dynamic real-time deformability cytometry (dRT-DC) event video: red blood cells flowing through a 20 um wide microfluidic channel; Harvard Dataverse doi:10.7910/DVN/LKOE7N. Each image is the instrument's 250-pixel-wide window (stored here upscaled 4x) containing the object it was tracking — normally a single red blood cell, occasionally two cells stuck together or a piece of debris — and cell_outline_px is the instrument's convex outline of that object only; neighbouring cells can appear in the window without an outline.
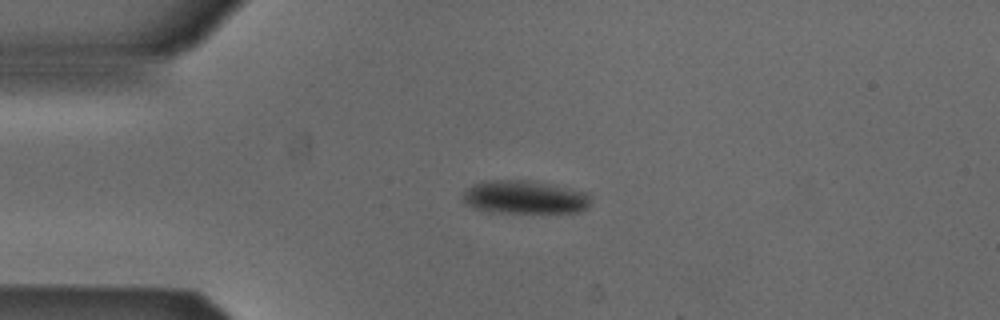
{"species": "Egyptian fruit bat (a non-hibernating species)", "species_latin": "Rousettus aegyptiacus", "temperature_condition": "cold", "stored_images_in_passage": 41, "camera_frame_rate_fps": 3000, "um_per_image_px": 0.085, "animal": {"sex": "male"}, "frame": {"image": 1, "passage_image": 1, "time_ms": 0.0, "image_size_px": [1000, 320], "cell_outline_px": [[588, 208], [576, 212], [484, 212], [464, 204], [460, 200], [464, 192], [472, 184], [484, 180], [532, 180], [588, 192]], "centroid_in_image_um": [44.51, 16.75], "position_along_channel_um": 40.5, "area_um2": 25.03}}
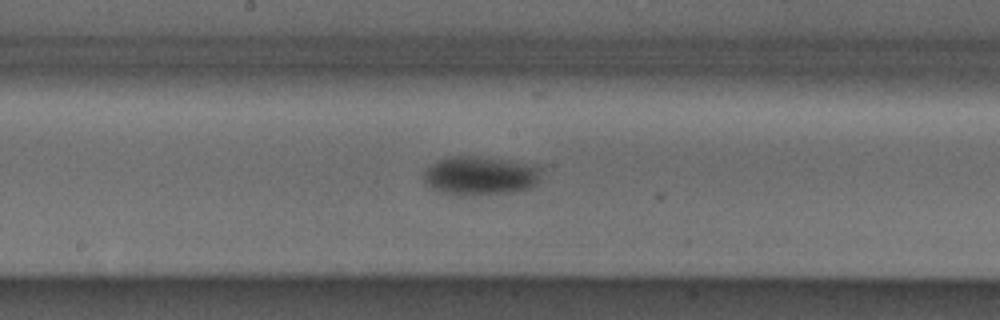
{"frame": {"image": 2, "passage_image": 16, "time_ms": 5.0, "image_size_px": [1000, 320], "cell_outline_px": [[544, 168], [540, 180], [532, 188], [512, 192], [464, 196], [452, 196], [436, 192], [424, 180], [424, 172], [436, 160], [444, 156], [480, 156], [544, 164]], "centroid_in_image_um": [40.91, 14.92], "position_along_channel_um": 207.3, "area_um2": 27.86}}
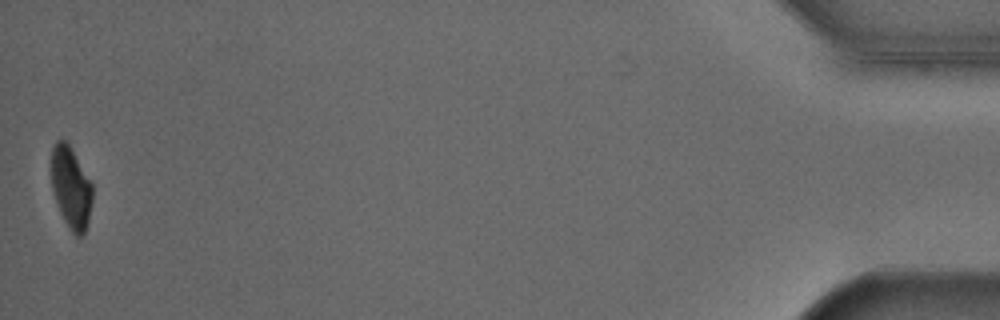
{"frame": {"image": 3, "passage_image": 41, "time_ms": 13.333, "image_size_px": [1000, 320], "cell_outline_px": [[92, 200], [88, 224], [84, 232], [80, 236], [76, 236], [72, 232], [64, 220], [60, 212], [52, 188], [52, 148], [56, 140], [64, 140], [68, 144], [92, 184]], "centroid_in_image_um": [6.04, 15.98], "position_along_channel_um": 429.2, "area_um2": 19.13}, "authors_computed_cell_mechanics": {"area_um2": 25.432, "velocity_mm_per_s": 3.8626, "shape_relaxation_time_tau1_ms": 2.7305, "shape_relaxation_time_tau2_ms": null, "deformation_change_tau1": 0.0901, "deformation_change_tau2": null}}